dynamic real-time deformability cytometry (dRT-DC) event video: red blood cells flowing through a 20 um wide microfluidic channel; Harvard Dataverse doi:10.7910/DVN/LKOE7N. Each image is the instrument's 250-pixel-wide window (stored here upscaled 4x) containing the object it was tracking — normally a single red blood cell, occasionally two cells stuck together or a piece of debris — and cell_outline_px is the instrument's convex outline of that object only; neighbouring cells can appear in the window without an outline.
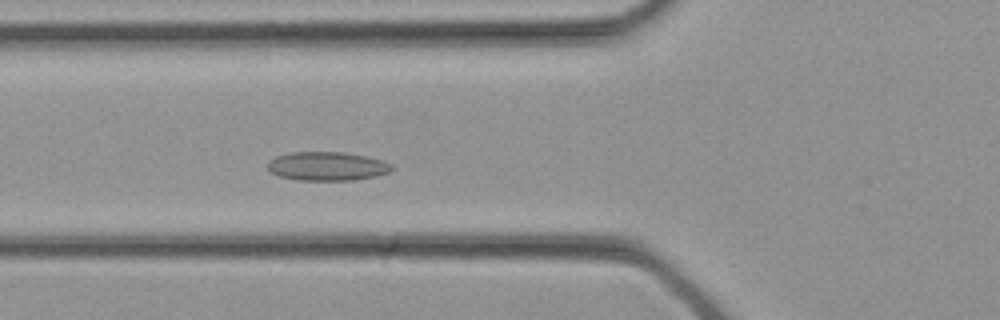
{"species": "common noctule bat (a hibernating species)", "species_latin": "Nyctalus noctula", "temperature_condition": "cold", "stored_images_in_passage": 27, "camera_frame_rate_fps": 3000, "um_per_image_px": 0.085, "animal": {"sex": "female", "body_mass_g": 21.9}, "frame": {"image": 1, "passage_image": 10, "time_ms": 3.0, "image_size_px": [1000, 320], "cell_outline_px": [[392, 172], [376, 176], [352, 180], [296, 180], [280, 176], [272, 172], [268, 168], [268, 160], [276, 156], [292, 152], [344, 152], [384, 160], [392, 164]], "centroid_in_image_um": [27.83, 14.13], "position_along_channel_um": 98.0, "area_um2": 20.87}}
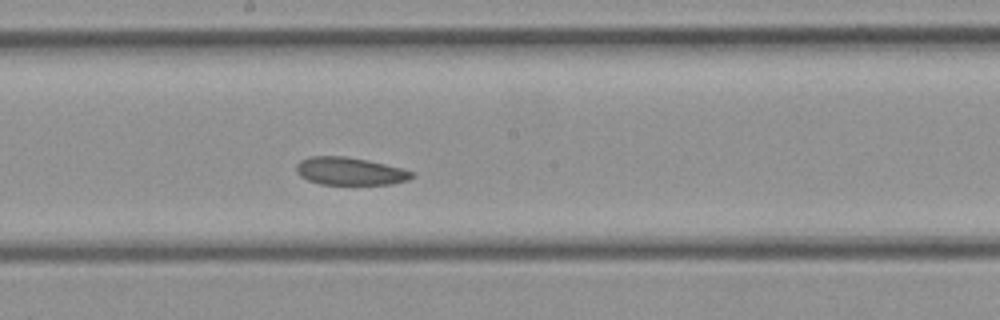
{"frame": {"image": 2, "passage_image": 16, "time_ms": 5.0, "image_size_px": [1000, 320], "cell_outline_px": [[416, 176], [408, 180], [392, 184], [320, 184], [308, 180], [300, 176], [296, 172], [296, 164], [300, 160], [308, 156], [344, 156], [368, 160], [416, 172]], "centroid_in_image_um": [29.74, 14.55], "position_along_channel_um": 218.5, "area_um2": 18.79}}
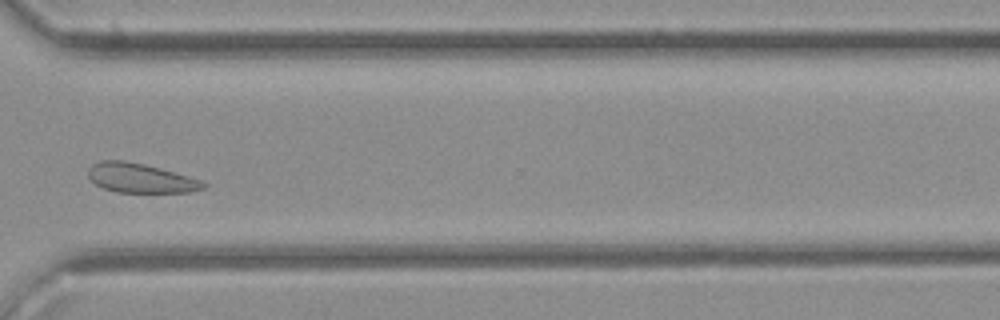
{"frame": {"image": 3, "passage_image": 23, "time_ms": 7.333, "image_size_px": [1000, 320], "cell_outline_px": [[208, 184], [204, 188], [188, 192], [116, 192], [104, 188], [96, 184], [88, 176], [88, 168], [92, 164], [100, 160], [124, 160], [144, 164], [160, 168], [188, 176], [200, 180]], "centroid_in_image_um": [11.91, 15.13], "position_along_channel_um": 358.7, "area_um2": 19.59}}